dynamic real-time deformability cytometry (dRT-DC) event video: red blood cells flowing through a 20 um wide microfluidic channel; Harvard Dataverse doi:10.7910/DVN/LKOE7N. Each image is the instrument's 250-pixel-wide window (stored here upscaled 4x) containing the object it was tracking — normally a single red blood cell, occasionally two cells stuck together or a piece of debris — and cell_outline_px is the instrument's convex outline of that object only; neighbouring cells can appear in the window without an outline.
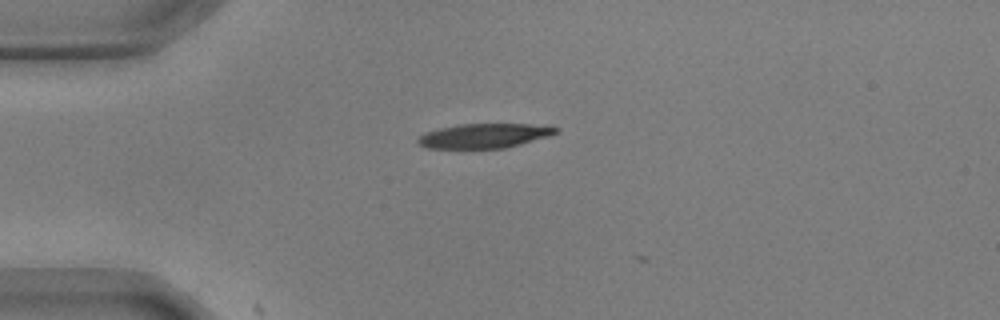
{"species": "common noctule bat (a hibernating species)", "species_latin": "Nyctalus noctula", "temperature_condition": "warm", "stored_images_in_passage": 6, "camera_frame_rate_fps": 3000, "um_per_image_px": 0.085, "animal": {"sex": "male", "body_mass_g": 17.9, "forearm_length_mm": 54.2}, "frame": {"image": 1, "passage_image": 1, "time_ms": 0.0, "image_size_px": [1000, 320], "cell_outline_px": [[560, 132], [548, 136], [520, 144], [504, 148], [428, 148], [420, 144], [416, 140], [424, 132], [440, 128], [460, 124], [528, 124], [560, 128]], "centroid_in_image_um": [41.15, 11.54], "position_along_channel_um": 43.8, "area_um2": 19.48}}